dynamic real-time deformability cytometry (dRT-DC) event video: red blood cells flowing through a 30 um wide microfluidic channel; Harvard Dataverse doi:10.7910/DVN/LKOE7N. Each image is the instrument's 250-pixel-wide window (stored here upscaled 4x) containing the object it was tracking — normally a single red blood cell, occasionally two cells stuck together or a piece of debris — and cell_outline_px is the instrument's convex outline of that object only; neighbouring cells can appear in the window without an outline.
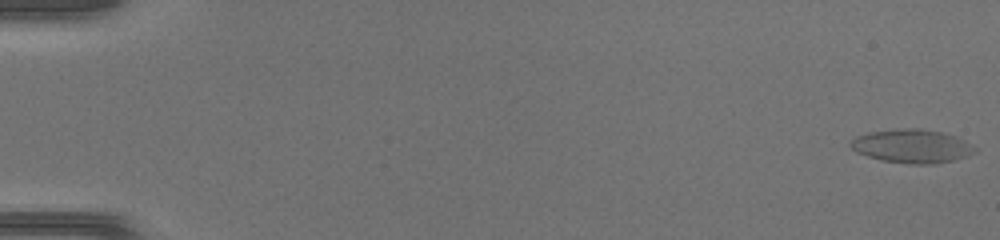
{"species": "common noctule bat (a hibernating species)", "species_latin": "Nyctalus noctula", "temperature_condition": "warm", "stored_images_in_passage": 49, "camera_frame_rate_fps": 3000, "um_per_image_px": 0.085, "animal": {"sex": "female", "body_mass_g": 17.0, "forearm_length_mm": 48.0}, "frame": {"image": 1, "passage_image": 1, "time_ms": 0.0, "image_size_px": [1000, 240], "cell_outline_px": [[976, 152], [968, 156], [936, 164], [908, 164], [880, 160], [856, 152], [848, 144], [856, 136], [868, 132], [904, 128], [920, 128], [944, 132], [956, 136], [972, 144], [976, 148]], "centroid_in_image_um": [77.53, 12.42], "position_along_channel_um": 7.5, "area_um2": 24.57}}
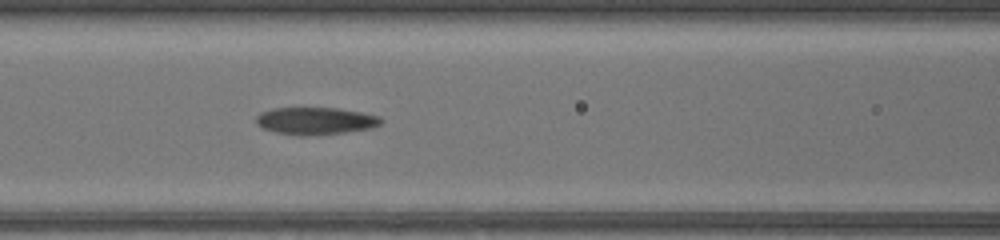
{"frame": {"image": 2, "passage_image": 23, "time_ms": 7.333, "image_size_px": [1000, 240], "cell_outline_px": [[384, 120], [380, 124], [372, 128], [344, 132], [308, 136], [296, 136], [276, 132], [260, 128], [256, 124], [256, 116], [260, 112], [272, 108], [336, 108], [360, 112], [380, 116]], "centroid_in_image_um": [26.78, 10.28], "position_along_channel_um": 139.8, "area_um2": 20.06}}
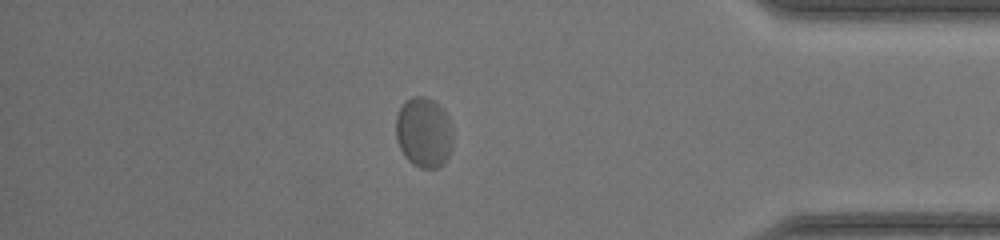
{"frame": {"image": 3, "passage_image": 43, "time_ms": 14.0, "image_size_px": [1000, 240], "cell_outline_px": [[452, 148], [444, 164], [436, 168], [420, 168], [412, 164], [404, 156], [396, 140], [396, 116], [404, 100], [412, 96], [424, 96], [440, 104], [448, 116], [452, 128]], "centroid_in_image_um": [36.03, 11.25], "position_along_channel_um": 399.2, "area_um2": 23.76}}